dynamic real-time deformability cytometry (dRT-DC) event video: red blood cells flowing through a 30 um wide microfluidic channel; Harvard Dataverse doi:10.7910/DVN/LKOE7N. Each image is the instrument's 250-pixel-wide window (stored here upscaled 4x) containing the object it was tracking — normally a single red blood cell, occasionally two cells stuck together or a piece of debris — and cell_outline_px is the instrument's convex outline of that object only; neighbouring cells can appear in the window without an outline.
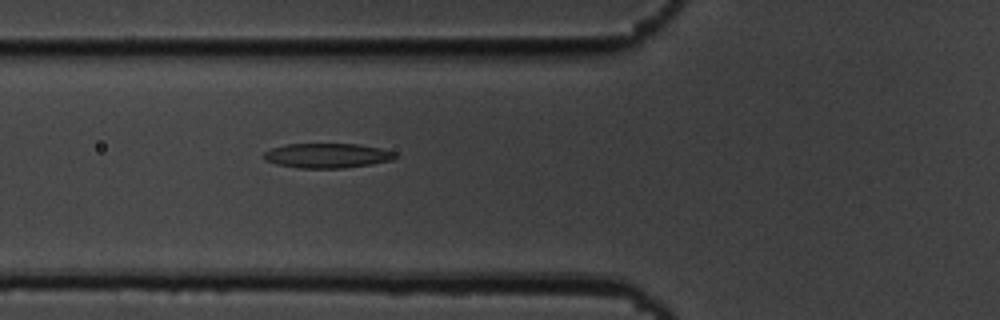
{"species": "common noctule bat (a hibernating species)", "species_latin": "Nyctalus noctula", "temperature_condition": "cold", "stored_images_in_passage": 46, "camera_frame_rate_fps": 3000, "um_per_image_px": 0.085, "animal": {"sex": "male", "body_mass_g": 19.5, "forearm_length_mm": 54.6}, "frame": {"image": 1, "passage_image": 11, "time_ms": 3.333, "image_size_px": [1000, 320], "cell_outline_px": [[400, 156], [392, 160], [372, 164], [344, 168], [300, 168], [276, 164], [264, 160], [264, 152], [268, 148], [288, 144], [360, 144], [380, 148], [396, 152]], "centroid_in_image_um": [27.83, 13.22], "position_along_channel_um": 98.0, "area_um2": 19.13}}
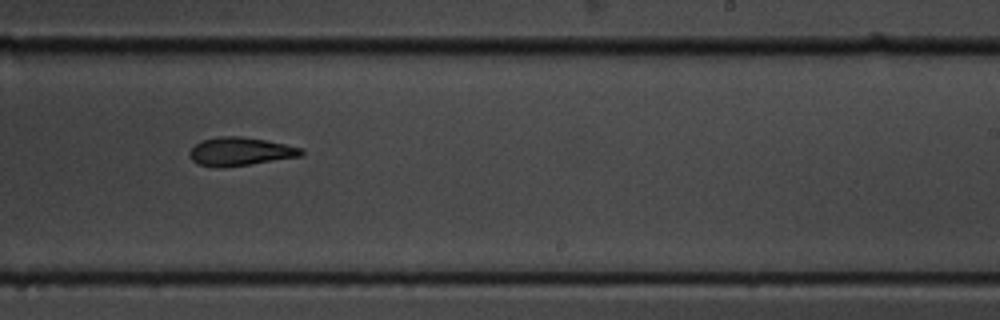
{"frame": {"image": 2, "passage_image": 25, "time_ms": 8.0, "image_size_px": [1000, 320], "cell_outline_px": [[304, 156], [224, 168], [216, 168], [196, 164], [188, 156], [188, 152], [200, 140], [220, 136], [240, 136], [264, 140], [304, 148]], "centroid_in_image_um": [20.4, 12.89], "position_along_channel_um": 268.6, "area_um2": 18.79}}
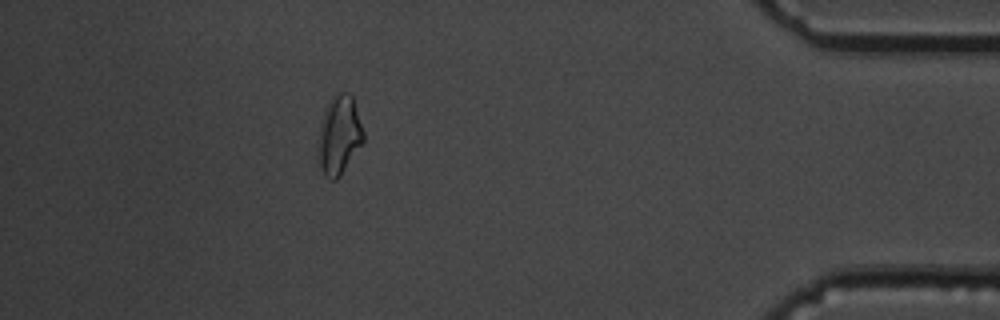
{"frame": {"image": 3, "passage_image": 40, "time_ms": 13.0, "image_size_px": [1000, 320], "cell_outline_px": [[364, 144], [340, 176], [336, 180], [332, 180], [324, 176], [320, 168], [316, 140], [324, 108], [332, 92], [348, 92], [352, 96], [364, 132]], "centroid_in_image_um": [28.81, 11.48], "position_along_channel_um": 406.4, "area_um2": 21.62}, "authors_computed_cell_mechanics": {"area_um2": 19.1029, "velocity_mm_per_s": 3.6517, "shape_relaxation_time_tau1_ms": 5.6004, "shape_relaxation_time_tau2_ms": 7.8583, "deformation_change_tau1": 0.1655, "deformation_change_tau2": 0.1425}}